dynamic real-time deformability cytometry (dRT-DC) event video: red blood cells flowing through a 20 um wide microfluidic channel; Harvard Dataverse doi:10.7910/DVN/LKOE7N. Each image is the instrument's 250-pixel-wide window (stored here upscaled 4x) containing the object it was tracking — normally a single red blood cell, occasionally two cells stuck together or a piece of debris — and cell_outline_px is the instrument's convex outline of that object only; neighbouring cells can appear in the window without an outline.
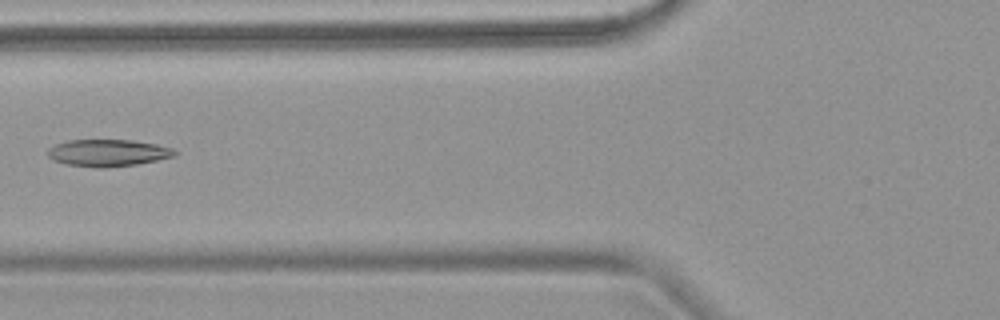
{"species": "common noctule bat (a hibernating species)", "species_latin": "Nyctalus noctula", "temperature_condition": "warm", "stored_images_in_passage": 6, "camera_frame_rate_fps": 3000, "um_per_image_px": 0.085, "animal": {"sex": "female", "body_mass_g": 18.4}, "frame": {"image": 1, "passage_image": 6, "time_ms": 6.0, "image_size_px": [1000, 320], "cell_outline_px": [[176, 156], [136, 164], [100, 168], [64, 164], [52, 160], [48, 156], [48, 148], [56, 144], [68, 140], [132, 140], [156, 144], [172, 148], [176, 152]], "centroid_in_image_um": [9.15, 12.99], "position_along_channel_um": 116.7, "area_um2": 19.88}}